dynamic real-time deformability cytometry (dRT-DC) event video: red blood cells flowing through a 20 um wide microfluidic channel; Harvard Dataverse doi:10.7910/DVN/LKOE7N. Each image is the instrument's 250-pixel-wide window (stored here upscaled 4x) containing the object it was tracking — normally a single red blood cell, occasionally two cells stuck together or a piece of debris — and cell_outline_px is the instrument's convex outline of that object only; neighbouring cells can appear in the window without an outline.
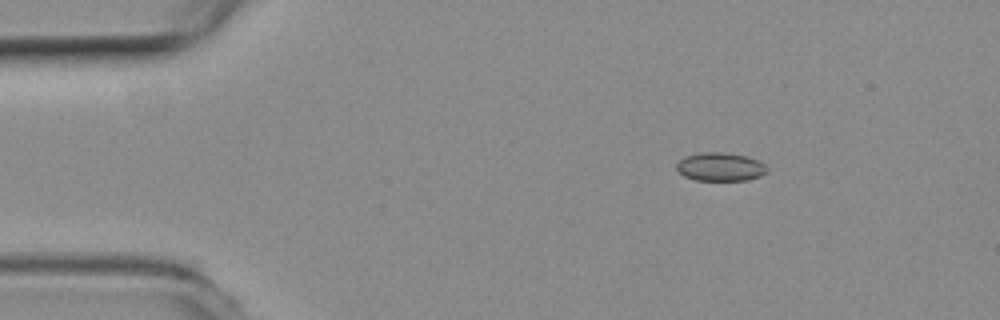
{"species": "common noctule bat (a hibernating species)", "species_latin": "Nyctalus noctula", "temperature_condition": "room temperature", "stored_images_in_passage": 47, "camera_frame_rate_fps": 3000, "um_per_image_px": 0.085, "animal": {"sex": "female", "body_mass_g": 19.3, "forearm_length_mm": 54.1}, "frame": {"image": 1, "passage_image": 1, "time_ms": 0.0, "image_size_px": [1000, 320], "cell_outline_px": [[768, 172], [760, 176], [748, 180], [696, 180], [684, 176], [676, 168], [676, 164], [684, 156], [700, 152], [724, 152], [748, 156], [764, 164], [768, 168]], "centroid_in_image_um": [61.23, 14.17], "position_along_channel_um": 23.8, "area_um2": 15.09}}
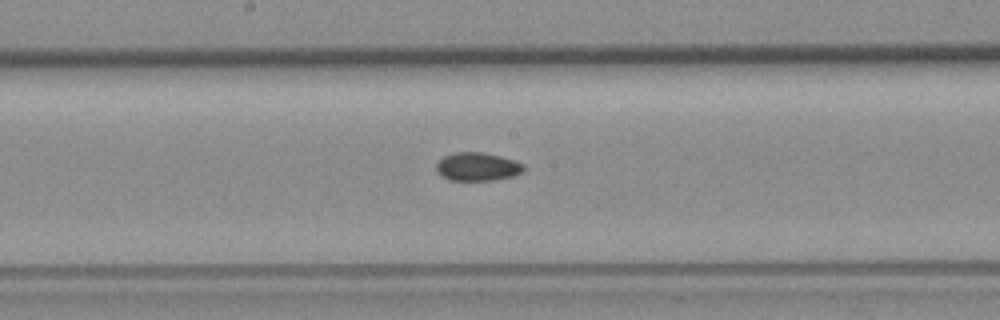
{"frame": {"image": 2, "passage_image": 21, "time_ms": 6.667, "image_size_px": [1000, 320], "cell_outline_px": [[524, 168], [520, 172], [512, 176], [492, 180], [448, 180], [440, 176], [436, 172], [436, 164], [444, 156], [452, 152], [484, 152], [516, 160], [524, 164]], "centroid_in_image_um": [40.54, 14.16], "position_along_channel_um": 207.7, "area_um2": 14.51}}
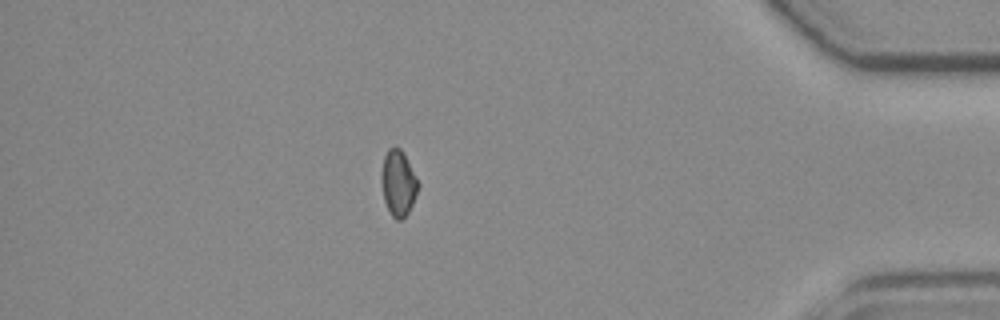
{"frame": {"image": 3, "passage_image": 40, "time_ms": 13.0, "image_size_px": [1000, 320], "cell_outline_px": [[420, 184], [412, 204], [408, 212], [400, 220], [396, 220], [392, 216], [384, 200], [380, 180], [380, 176], [384, 156], [388, 148], [400, 148], [404, 152]], "centroid_in_image_um": [33.84, 15.54], "position_along_channel_um": 401.4, "area_um2": 14.1}}